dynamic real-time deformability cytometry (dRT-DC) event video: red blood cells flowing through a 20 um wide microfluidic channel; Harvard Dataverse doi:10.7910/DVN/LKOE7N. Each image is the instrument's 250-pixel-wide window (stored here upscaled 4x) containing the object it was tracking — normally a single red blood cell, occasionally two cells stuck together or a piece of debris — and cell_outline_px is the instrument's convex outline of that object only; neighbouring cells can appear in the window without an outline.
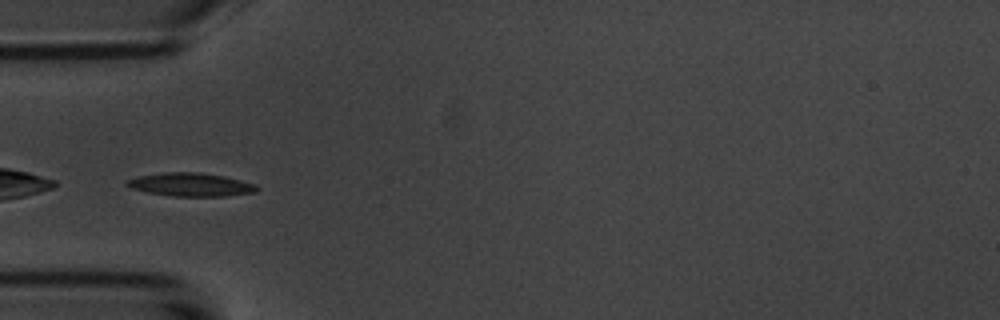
{"species": "common noctule bat (a hibernating species)", "species_latin": "Nyctalus noctula", "temperature_condition": "room temperature", "stored_images_in_passage": 43, "camera_frame_rate_fps": 3000, "um_per_image_px": 0.085, "animal": {"sex": "male", "body_mass_g": 20.1, "forearm_length_mm": 53.5}, "frame": {"image": 1, "passage_image": 6, "time_ms": 1.667, "image_size_px": [1000, 320], "cell_outline_px": [[260, 188], [256, 192], [224, 196], [172, 196], [148, 192], [132, 188], [124, 184], [128, 180], [140, 176], [164, 172], [200, 172], [224, 176], [256, 184]], "centroid_in_image_um": [16.25, 15.69], "position_along_channel_um": 68.7, "area_um2": 17.57}}
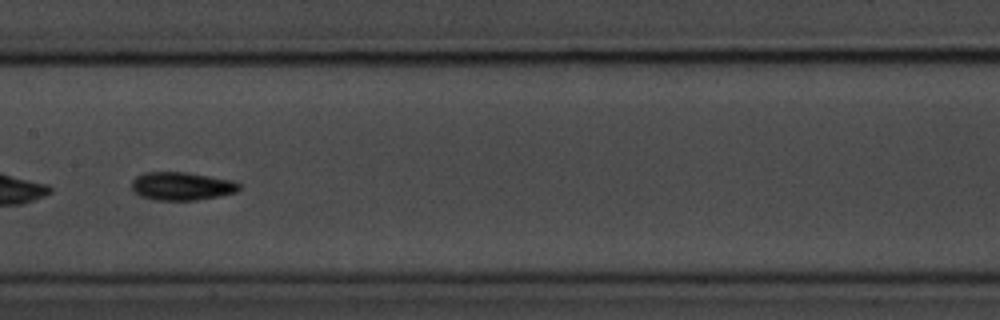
{"frame": {"image": 2, "passage_image": 16, "time_ms": 5.0, "image_size_px": [1000, 320], "cell_outline_px": [[240, 188], [236, 192], [220, 196], [196, 200], [152, 200], [140, 196], [132, 188], [132, 180], [136, 176], [144, 172], [184, 172], [236, 180], [240, 184]], "centroid_in_image_um": [15.46, 15.82], "position_along_channel_um": 191.9, "area_um2": 17.8}}
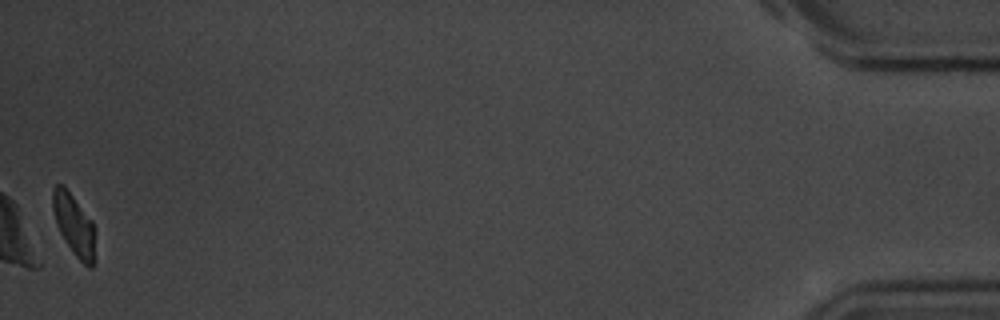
{"frame": {"image": 3, "passage_image": 43, "time_ms": 14.0, "image_size_px": [1000, 320], "cell_outline_px": [[96, 260], [92, 268], [88, 268], [72, 252], [64, 240], [56, 224], [52, 208], [52, 188], [56, 184], [64, 184], [92, 220], [96, 228]], "centroid_in_image_um": [6.34, 19.14], "position_along_channel_um": 428.9, "area_um2": 15.95}, "authors_computed_cell_mechanics": {"area_um2": 16.7042, "velocity_mm_per_s": 3.6707, "shape_relaxation_time_tau1_ms": 2.6342, "shape_relaxation_time_tau2_ms": 2.5996, "deformation_change_tau1": 0.1568, "deformation_change_tau2": 0.0721}}